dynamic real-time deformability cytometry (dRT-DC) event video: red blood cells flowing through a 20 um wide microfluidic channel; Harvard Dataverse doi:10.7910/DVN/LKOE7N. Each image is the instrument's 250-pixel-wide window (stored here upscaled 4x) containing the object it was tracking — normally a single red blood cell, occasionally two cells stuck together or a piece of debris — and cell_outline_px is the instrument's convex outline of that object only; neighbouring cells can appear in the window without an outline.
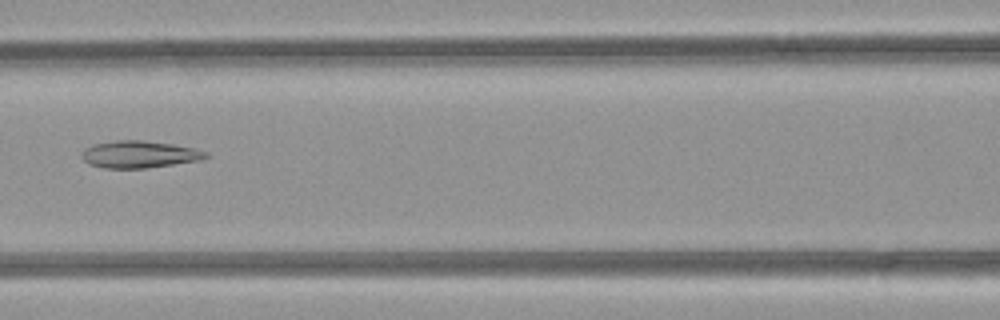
{"species": "common noctule bat (a hibernating species)", "species_latin": "Nyctalus noctula", "temperature_condition": "room temperature", "stored_images_in_passage": 42, "camera_frame_rate_fps": 3000, "um_per_image_px": 0.085, "animal": {"sex": "female", "body_mass_g": 21.9}, "frame": {"image": 1, "passage_image": 14, "time_ms": 4.333, "image_size_px": [1000, 320], "cell_outline_px": [[208, 156], [200, 160], [144, 168], [104, 168], [88, 164], [80, 156], [80, 152], [84, 148], [92, 144], [116, 140], [140, 140], [172, 144], [192, 148], [208, 152]], "centroid_in_image_um": [11.76, 13.11], "position_along_channel_um": 154.8, "area_um2": 19.54}}
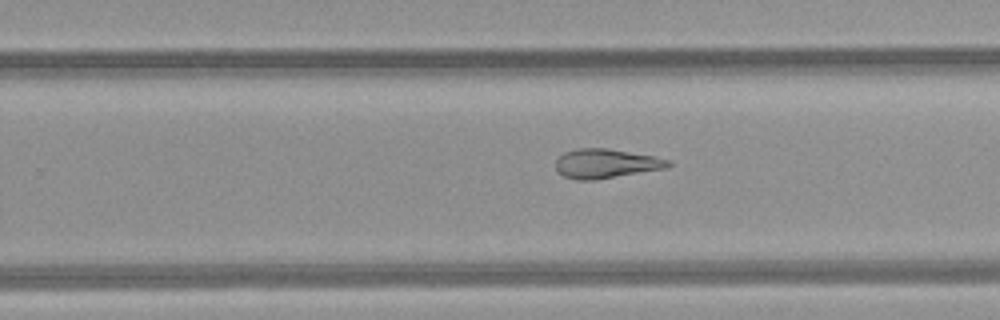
{"frame": {"image": 2, "passage_image": 23, "time_ms": 7.333, "image_size_px": [1000, 320], "cell_outline_px": [[672, 164], [664, 168], [596, 180], [576, 180], [564, 176], [556, 172], [556, 160], [564, 152], [576, 148], [608, 148], [652, 156], [672, 160]], "centroid_in_image_um": [51.46, 13.9], "position_along_channel_um": 278.3, "area_um2": 19.19}}
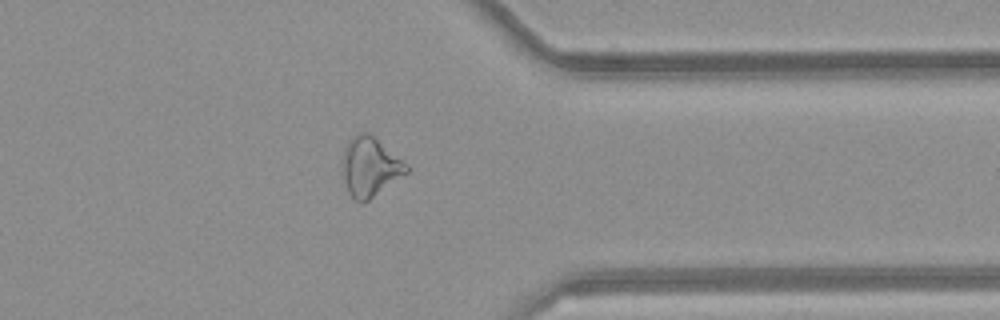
{"frame": {"image": 3, "passage_image": 31, "time_ms": 10.0, "image_size_px": [1000, 320], "cell_outline_px": [[408, 172], [368, 200], [360, 204], [348, 192], [344, 180], [344, 148], [348, 140], [352, 136], [360, 132], [368, 132], [408, 164]], "centroid_in_image_um": [31.45, 14.17], "position_along_channel_um": 379.9, "area_um2": 21.68}, "authors_computed_cell_mechanics": {"area_um2": 21.7328, "velocity_mm_per_s": 4.1275, "shape_relaxation_time_tau1_ms": null, "shape_relaxation_time_tau2_ms": 5.9932, "deformation_change_tau1": null, "deformation_change_tau2": 0.165}}